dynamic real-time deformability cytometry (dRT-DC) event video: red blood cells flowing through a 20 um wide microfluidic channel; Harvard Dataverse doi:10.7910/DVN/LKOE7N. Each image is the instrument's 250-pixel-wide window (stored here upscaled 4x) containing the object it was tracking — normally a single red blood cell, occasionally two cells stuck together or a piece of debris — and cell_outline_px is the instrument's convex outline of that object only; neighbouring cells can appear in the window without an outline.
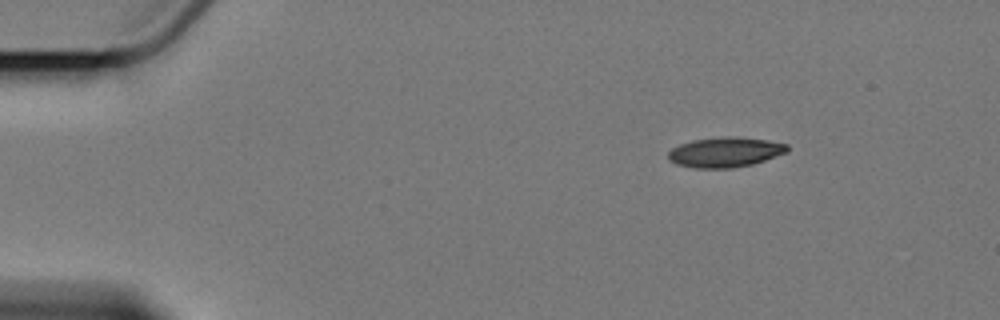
{"species": "Egyptian fruit bat (a non-hibernating species)", "species_latin": "Rousettus aegyptiacus", "temperature_condition": "cold", "stored_images_in_passage": 13, "camera_frame_rate_fps": 3000, "um_per_image_px": 0.085, "animal": {"sex": "female"}, "frame": {"image": 1, "passage_image": 1, "time_ms": 0.0, "image_size_px": [1000, 320], "cell_outline_px": [[788, 152], [752, 164], [732, 168], [696, 168], [676, 164], [668, 160], [668, 152], [672, 148], [680, 144], [692, 140], [768, 140], [788, 144]], "centroid_in_image_um": [61.6, 13.0], "position_along_channel_um": 23.4, "area_um2": 19.65}}
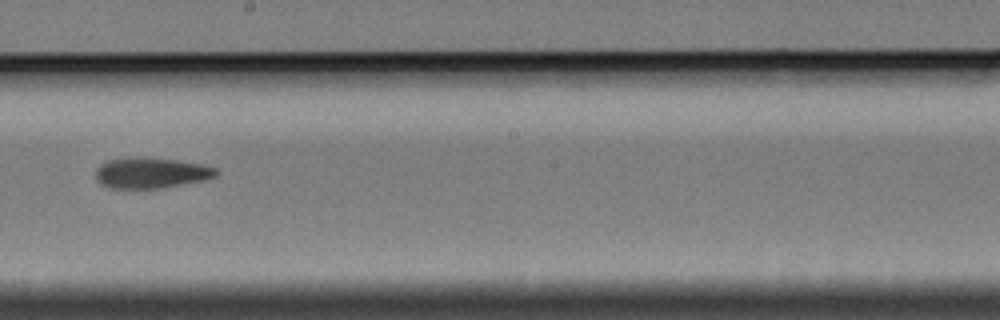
{"frame": {"image": 2, "passage_image": 7, "time_ms": 8.667, "image_size_px": [1000, 320], "cell_outline_px": [[220, 172], [216, 176], [204, 180], [156, 188], [108, 188], [100, 184], [96, 180], [96, 168], [100, 164], [108, 160], [128, 156], [176, 160], [200, 164], [216, 168]], "centroid_in_image_um": [12.79, 14.68], "position_along_channel_um": 235.4, "area_um2": 21.5}}
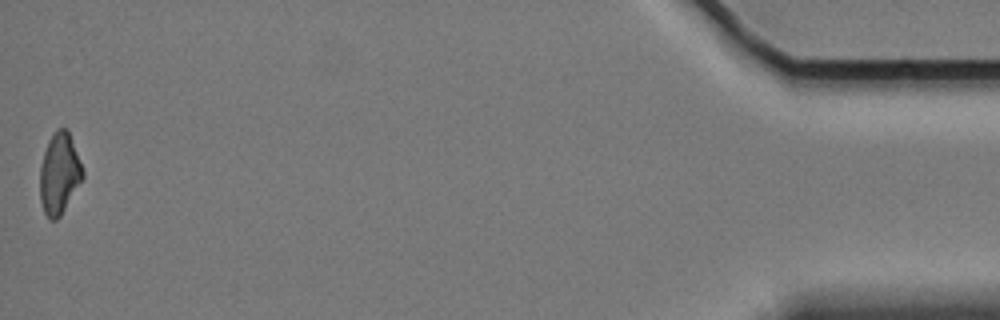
{"frame": {"image": 3, "passage_image": 13, "time_ms": 17.0, "image_size_px": [1000, 320], "cell_outline_px": [[84, 176], [60, 216], [56, 220], [52, 220], [44, 212], [40, 200], [40, 168], [44, 152], [48, 140], [56, 128], [68, 128], [84, 172]], "centroid_in_image_um": [5.04, 14.72], "position_along_channel_um": 430.2, "area_um2": 20.06}, "authors_computed_cell_mechanics": {"area_um2": 21.4438, "velocity_mm_per_s": 3.3974, "shape_relaxation_time_tau1_ms": 6.99, "shape_relaxation_time_tau2_ms": 9.7751, "deformation_change_tau1": 0.1435, "deformation_change_tau2": 0.1962}}